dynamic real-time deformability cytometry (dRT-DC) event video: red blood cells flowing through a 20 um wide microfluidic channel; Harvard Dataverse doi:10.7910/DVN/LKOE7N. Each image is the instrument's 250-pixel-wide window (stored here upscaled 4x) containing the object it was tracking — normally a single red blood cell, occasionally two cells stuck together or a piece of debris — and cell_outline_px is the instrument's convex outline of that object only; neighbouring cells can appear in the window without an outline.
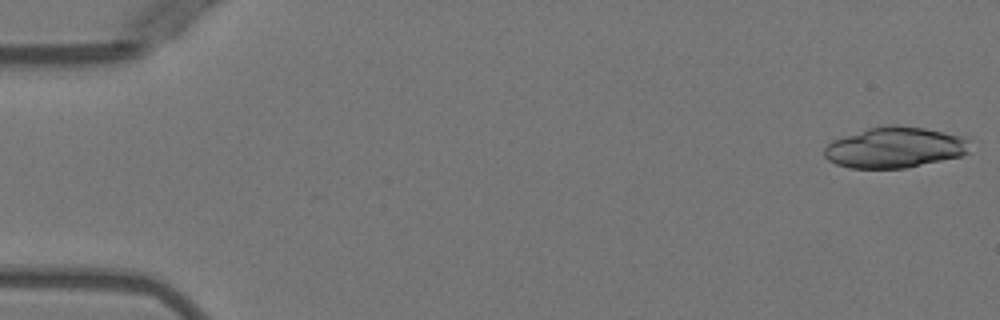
{"species": "Egyptian fruit bat (a non-hibernating species)", "species_latin": "Rousettus aegyptiacus", "temperature_condition": "warm", "stored_images_in_passage": 3, "camera_frame_rate_fps": 3000, "um_per_image_px": 0.085, "animal": {"sex": "female"}, "frame": {"image": 1, "passage_image": 1, "time_ms": 0.0, "image_size_px": [1000, 320], "cell_outline_px": [[972, 140], [968, 152], [960, 156], [908, 168], [852, 168], [836, 164], [828, 160], [824, 156], [824, 148], [832, 140], [868, 128], [892, 124], [896, 124], [924, 128], [972, 136]], "centroid_in_image_um": [76.14, 12.52], "position_along_channel_um": 8.9, "area_um2": 35.2}}